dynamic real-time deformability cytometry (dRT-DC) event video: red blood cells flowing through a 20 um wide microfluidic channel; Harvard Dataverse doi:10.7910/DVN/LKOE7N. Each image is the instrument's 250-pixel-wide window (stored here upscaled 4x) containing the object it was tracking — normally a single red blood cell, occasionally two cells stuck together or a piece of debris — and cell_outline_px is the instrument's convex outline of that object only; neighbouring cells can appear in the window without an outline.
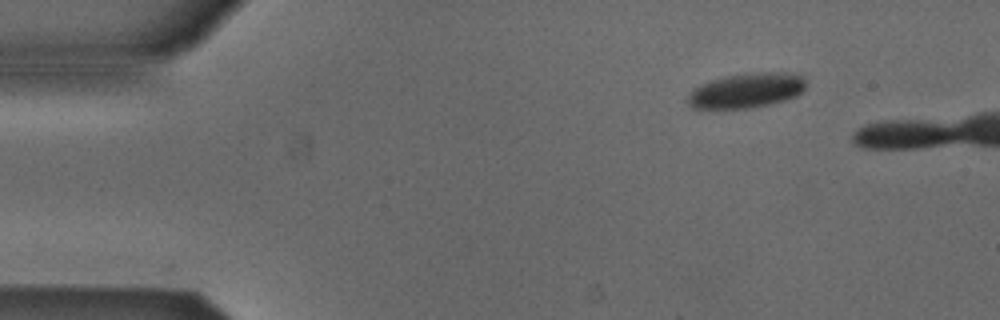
{"species": "Egyptian fruit bat (a non-hibernating species)", "species_latin": "Rousettus aegyptiacus", "temperature_condition": "cold", "stored_images_in_passage": 8, "camera_frame_rate_fps": 3000, "um_per_image_px": 0.085, "animal": {"sex": "male"}, "frame": {"image": 1, "passage_image": 1, "time_ms": 0.0, "image_size_px": [1000, 320], "cell_outline_px": [[804, 88], [796, 96], [784, 100], [768, 104], [748, 108], [692, 108], [684, 100], [688, 92], [692, 88], [700, 84], [712, 80], [744, 72], [800, 72], [804, 76]], "centroid_in_image_um": [63.42, 7.67], "position_along_channel_um": 21.6, "area_um2": 24.33}}